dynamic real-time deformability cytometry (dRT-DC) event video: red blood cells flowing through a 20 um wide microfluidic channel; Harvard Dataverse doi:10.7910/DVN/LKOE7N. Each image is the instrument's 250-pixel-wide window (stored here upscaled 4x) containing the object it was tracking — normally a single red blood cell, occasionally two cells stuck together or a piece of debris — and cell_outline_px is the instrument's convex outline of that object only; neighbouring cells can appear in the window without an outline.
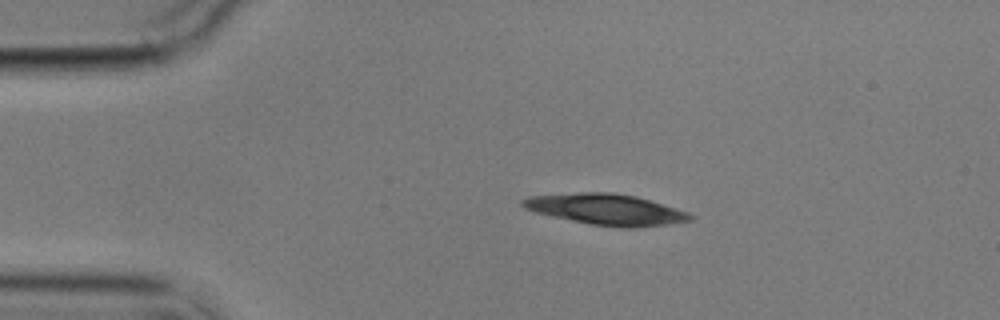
{"species": "common noctule bat (a hibernating species)", "species_latin": "Nyctalus noctula", "temperature_condition": "cold", "stored_images_in_passage": 4, "camera_frame_rate_fps": 3000, "um_per_image_px": 0.085, "animal": {"sex": "male", "body_mass_g": 17.9}, "frame": {"image": 1, "passage_image": 3, "time_ms": 2.333, "image_size_px": [1000, 320], "cell_outline_px": [[696, 216], [692, 220], [668, 224], [636, 228], [628, 228], [592, 224], [552, 216], [536, 212], [524, 208], [520, 204], [520, 200], [528, 196], [576, 192], [612, 192], [636, 196], [676, 208], [688, 212]], "centroid_in_image_um": [51.52, 17.79], "position_along_channel_um": 33.5, "area_um2": 30.23}}